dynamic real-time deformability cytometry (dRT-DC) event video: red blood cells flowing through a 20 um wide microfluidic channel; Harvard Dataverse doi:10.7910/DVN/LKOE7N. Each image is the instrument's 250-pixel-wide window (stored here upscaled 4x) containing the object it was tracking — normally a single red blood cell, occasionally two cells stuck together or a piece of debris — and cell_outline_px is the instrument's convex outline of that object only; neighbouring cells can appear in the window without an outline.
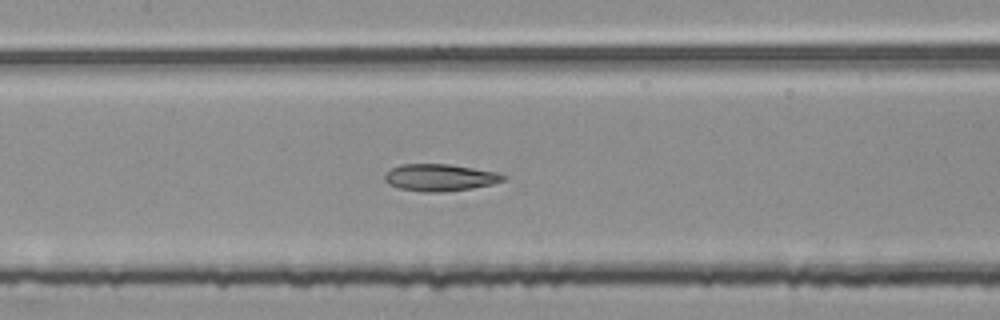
{"species": "common noctule bat (a hibernating species)", "species_latin": "Nyctalus noctula", "temperature_condition": "room temperature", "stored_images_in_passage": 47, "segment_of_instrument_passage": [2, 2], "camera_frame_rate_fps": 3000, "um_per_image_px": 0.085, "animal": {"sex": "female", "body_mass_g": 25.1}, "frame": {"image": 1, "passage_image": 19, "time_ms": 6.0, "image_size_px": [1000, 320], "cell_outline_px": [[504, 180], [492, 184], [472, 188], [440, 192], [424, 192], [400, 188], [388, 184], [384, 180], [384, 176], [392, 168], [400, 164], [448, 164], [496, 172], [504, 176]], "centroid_in_image_um": [37.35, 15.09], "position_along_channel_um": 170.0, "area_um2": 18.38}}
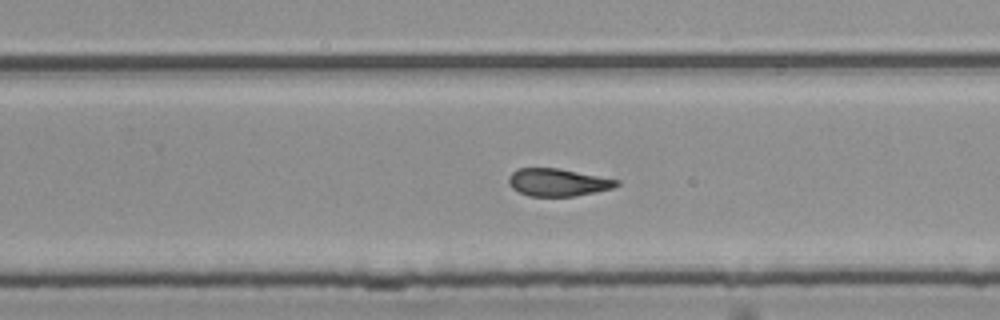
{"frame": {"image": 2, "passage_image": 28, "time_ms": 9.0, "image_size_px": [1000, 320], "cell_outline_px": [[620, 184], [612, 188], [596, 192], [576, 196], [528, 196], [512, 188], [508, 184], [508, 176], [516, 168], [560, 168], [620, 180]], "centroid_in_image_um": [47.41, 15.49], "position_along_channel_um": 282.4, "area_um2": 17.51}}
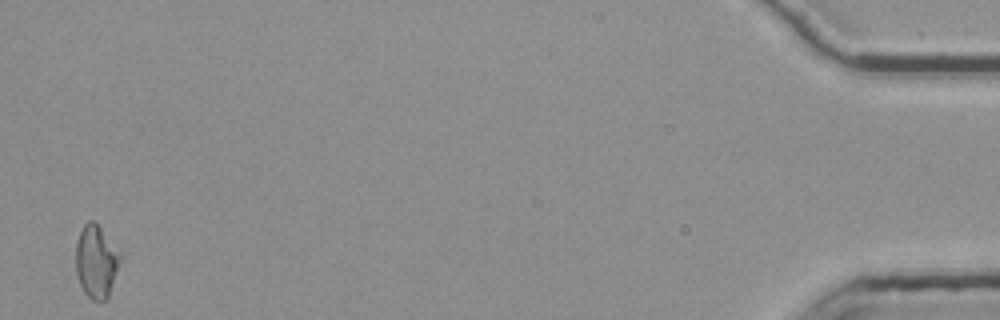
{"frame": {"image": 3, "passage_image": 47, "time_ms": 15.333, "image_size_px": [1000, 320], "cell_outline_px": [[124, 256], [108, 300], [92, 300], [84, 292], [80, 284], [76, 272], [76, 244], [80, 232], [84, 224], [88, 220], [92, 220], [124, 252]], "centroid_in_image_um": [8.25, 22.24], "position_along_channel_um": 426.9, "area_um2": 19.48}}